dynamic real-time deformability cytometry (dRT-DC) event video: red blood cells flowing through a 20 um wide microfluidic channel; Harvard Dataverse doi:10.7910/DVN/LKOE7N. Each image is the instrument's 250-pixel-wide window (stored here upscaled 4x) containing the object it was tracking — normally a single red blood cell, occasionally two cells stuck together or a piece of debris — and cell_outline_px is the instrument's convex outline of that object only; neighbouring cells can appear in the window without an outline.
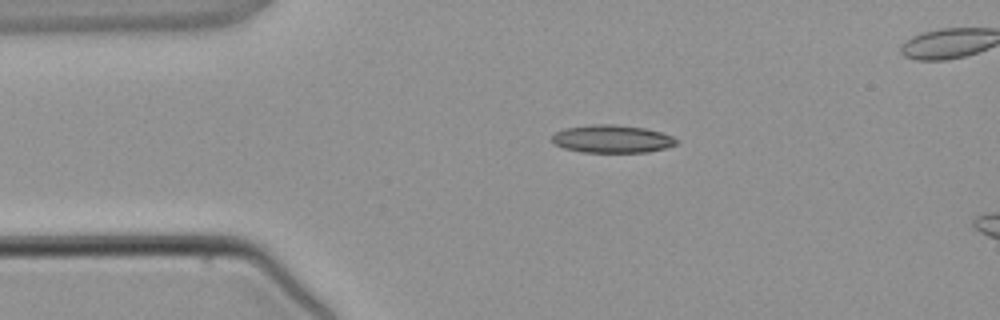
{"species": "common noctule bat (a hibernating species)", "species_latin": "Nyctalus noctula", "temperature_condition": "warm", "stored_images_in_passage": 3, "camera_frame_rate_fps": 3000, "um_per_image_px": 0.085, "animal": {"sex": "male", "body_mass_g": 21.5, "forearm_length_mm": 52.0}, "frame": {"image": 1, "passage_image": 1, "time_ms": 0.0, "image_size_px": [1000, 320], "cell_outline_px": [[676, 144], [664, 148], [648, 152], [580, 152], [564, 148], [556, 144], [552, 140], [552, 136], [556, 132], [564, 128], [592, 124], [612, 124], [644, 128], [660, 132], [672, 136], [676, 140]], "centroid_in_image_um": [51.99, 11.8], "position_along_channel_um": 33.0, "area_um2": 20.0}}